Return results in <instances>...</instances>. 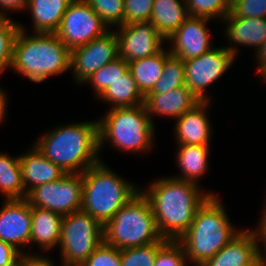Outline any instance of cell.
Masks as SVG:
<instances>
[{"mask_svg": "<svg viewBox=\"0 0 266 266\" xmlns=\"http://www.w3.org/2000/svg\"><path fill=\"white\" fill-rule=\"evenodd\" d=\"M226 1L228 3V7L231 9L233 6H235L241 0H226Z\"/></svg>", "mask_w": 266, "mask_h": 266, "instance_id": "44", "label": "cell"}, {"mask_svg": "<svg viewBox=\"0 0 266 266\" xmlns=\"http://www.w3.org/2000/svg\"><path fill=\"white\" fill-rule=\"evenodd\" d=\"M103 235L106 244L119 250L167 241L158 231L150 201L140 191L104 225Z\"/></svg>", "mask_w": 266, "mask_h": 266, "instance_id": "5", "label": "cell"}, {"mask_svg": "<svg viewBox=\"0 0 266 266\" xmlns=\"http://www.w3.org/2000/svg\"><path fill=\"white\" fill-rule=\"evenodd\" d=\"M116 33L119 57L126 62L146 58L159 53L165 40L151 21L123 24Z\"/></svg>", "mask_w": 266, "mask_h": 266, "instance_id": "13", "label": "cell"}, {"mask_svg": "<svg viewBox=\"0 0 266 266\" xmlns=\"http://www.w3.org/2000/svg\"><path fill=\"white\" fill-rule=\"evenodd\" d=\"M103 228L82 210L63 216L58 244L63 266H80L104 242Z\"/></svg>", "mask_w": 266, "mask_h": 266, "instance_id": "8", "label": "cell"}, {"mask_svg": "<svg viewBox=\"0 0 266 266\" xmlns=\"http://www.w3.org/2000/svg\"><path fill=\"white\" fill-rule=\"evenodd\" d=\"M35 146L65 173L82 174L100 162L96 157L99 153L98 121L58 127L44 134Z\"/></svg>", "mask_w": 266, "mask_h": 266, "instance_id": "2", "label": "cell"}, {"mask_svg": "<svg viewBox=\"0 0 266 266\" xmlns=\"http://www.w3.org/2000/svg\"><path fill=\"white\" fill-rule=\"evenodd\" d=\"M100 97L113 103L115 106L112 108L138 106L144 104L145 98L129 70L114 81Z\"/></svg>", "mask_w": 266, "mask_h": 266, "instance_id": "25", "label": "cell"}, {"mask_svg": "<svg viewBox=\"0 0 266 266\" xmlns=\"http://www.w3.org/2000/svg\"><path fill=\"white\" fill-rule=\"evenodd\" d=\"M108 26L85 0H73L66 9L56 36L70 49L102 37Z\"/></svg>", "mask_w": 266, "mask_h": 266, "instance_id": "10", "label": "cell"}, {"mask_svg": "<svg viewBox=\"0 0 266 266\" xmlns=\"http://www.w3.org/2000/svg\"><path fill=\"white\" fill-rule=\"evenodd\" d=\"M182 1L154 0L150 21L165 41L189 17Z\"/></svg>", "mask_w": 266, "mask_h": 266, "instance_id": "23", "label": "cell"}, {"mask_svg": "<svg viewBox=\"0 0 266 266\" xmlns=\"http://www.w3.org/2000/svg\"><path fill=\"white\" fill-rule=\"evenodd\" d=\"M224 21L228 22L226 34L234 43L254 46L257 50L266 40V18H240L230 12Z\"/></svg>", "mask_w": 266, "mask_h": 266, "instance_id": "20", "label": "cell"}, {"mask_svg": "<svg viewBox=\"0 0 266 266\" xmlns=\"http://www.w3.org/2000/svg\"><path fill=\"white\" fill-rule=\"evenodd\" d=\"M24 32L20 26L14 41L11 68L37 83L70 68L71 50L55 33L27 36Z\"/></svg>", "mask_w": 266, "mask_h": 266, "instance_id": "3", "label": "cell"}, {"mask_svg": "<svg viewBox=\"0 0 266 266\" xmlns=\"http://www.w3.org/2000/svg\"><path fill=\"white\" fill-rule=\"evenodd\" d=\"M28 0H0L2 9L7 10H21L27 8Z\"/></svg>", "mask_w": 266, "mask_h": 266, "instance_id": "41", "label": "cell"}, {"mask_svg": "<svg viewBox=\"0 0 266 266\" xmlns=\"http://www.w3.org/2000/svg\"><path fill=\"white\" fill-rule=\"evenodd\" d=\"M170 52L162 49L159 53L134 60L128 63V70L131 72L141 93L146 96L154 87L162 75V69Z\"/></svg>", "mask_w": 266, "mask_h": 266, "instance_id": "24", "label": "cell"}, {"mask_svg": "<svg viewBox=\"0 0 266 266\" xmlns=\"http://www.w3.org/2000/svg\"><path fill=\"white\" fill-rule=\"evenodd\" d=\"M186 254L178 240H167L158 250L153 266H185Z\"/></svg>", "mask_w": 266, "mask_h": 266, "instance_id": "34", "label": "cell"}, {"mask_svg": "<svg viewBox=\"0 0 266 266\" xmlns=\"http://www.w3.org/2000/svg\"><path fill=\"white\" fill-rule=\"evenodd\" d=\"M0 190L11 199H26L19 157L0 153Z\"/></svg>", "mask_w": 266, "mask_h": 266, "instance_id": "27", "label": "cell"}, {"mask_svg": "<svg viewBox=\"0 0 266 266\" xmlns=\"http://www.w3.org/2000/svg\"><path fill=\"white\" fill-rule=\"evenodd\" d=\"M166 241L121 250V266H153L157 250Z\"/></svg>", "mask_w": 266, "mask_h": 266, "instance_id": "32", "label": "cell"}, {"mask_svg": "<svg viewBox=\"0 0 266 266\" xmlns=\"http://www.w3.org/2000/svg\"><path fill=\"white\" fill-rule=\"evenodd\" d=\"M31 243L51 249L60 241L63 216L50 210L31 207Z\"/></svg>", "mask_w": 266, "mask_h": 266, "instance_id": "21", "label": "cell"}, {"mask_svg": "<svg viewBox=\"0 0 266 266\" xmlns=\"http://www.w3.org/2000/svg\"><path fill=\"white\" fill-rule=\"evenodd\" d=\"M199 102L200 100L186 85L173 88L167 93L147 94L144 98L149 116L157 114L177 119Z\"/></svg>", "mask_w": 266, "mask_h": 266, "instance_id": "17", "label": "cell"}, {"mask_svg": "<svg viewBox=\"0 0 266 266\" xmlns=\"http://www.w3.org/2000/svg\"><path fill=\"white\" fill-rule=\"evenodd\" d=\"M196 183L176 177L153 183L147 192L160 235L166 240H179L191 226L199 207L212 195L202 194Z\"/></svg>", "mask_w": 266, "mask_h": 266, "instance_id": "1", "label": "cell"}, {"mask_svg": "<svg viewBox=\"0 0 266 266\" xmlns=\"http://www.w3.org/2000/svg\"><path fill=\"white\" fill-rule=\"evenodd\" d=\"M264 211H265L264 215H263L262 220H261L260 225H259L260 227H258L259 232H258V230H257V233L254 231V234H255L257 239L261 238V240H263L262 243L264 244L265 251H266V207H265ZM258 236H260V237H258ZM262 255L263 254H261V251L259 249L260 261H261L263 266H266V257H265L266 254L263 256Z\"/></svg>", "mask_w": 266, "mask_h": 266, "instance_id": "40", "label": "cell"}, {"mask_svg": "<svg viewBox=\"0 0 266 266\" xmlns=\"http://www.w3.org/2000/svg\"><path fill=\"white\" fill-rule=\"evenodd\" d=\"M237 49H210L199 57L184 61L185 84L200 101H208L204 89L214 83L232 65Z\"/></svg>", "mask_w": 266, "mask_h": 266, "instance_id": "11", "label": "cell"}, {"mask_svg": "<svg viewBox=\"0 0 266 266\" xmlns=\"http://www.w3.org/2000/svg\"><path fill=\"white\" fill-rule=\"evenodd\" d=\"M6 95L3 93V91L0 89V122L4 118L5 108H6Z\"/></svg>", "mask_w": 266, "mask_h": 266, "instance_id": "43", "label": "cell"}, {"mask_svg": "<svg viewBox=\"0 0 266 266\" xmlns=\"http://www.w3.org/2000/svg\"><path fill=\"white\" fill-rule=\"evenodd\" d=\"M82 174L66 173L59 180L40 184L27 193L31 207L50 210L62 216L81 210Z\"/></svg>", "mask_w": 266, "mask_h": 266, "instance_id": "9", "label": "cell"}, {"mask_svg": "<svg viewBox=\"0 0 266 266\" xmlns=\"http://www.w3.org/2000/svg\"><path fill=\"white\" fill-rule=\"evenodd\" d=\"M208 101H200L177 119L176 137L180 145L209 146L210 122L205 114Z\"/></svg>", "mask_w": 266, "mask_h": 266, "instance_id": "18", "label": "cell"}, {"mask_svg": "<svg viewBox=\"0 0 266 266\" xmlns=\"http://www.w3.org/2000/svg\"><path fill=\"white\" fill-rule=\"evenodd\" d=\"M186 11L190 17L223 20L231 11L226 0H185Z\"/></svg>", "mask_w": 266, "mask_h": 266, "instance_id": "31", "label": "cell"}, {"mask_svg": "<svg viewBox=\"0 0 266 266\" xmlns=\"http://www.w3.org/2000/svg\"><path fill=\"white\" fill-rule=\"evenodd\" d=\"M119 57L118 38L108 31L102 37L71 50L70 68L77 83H83L94 72Z\"/></svg>", "mask_w": 266, "mask_h": 266, "instance_id": "12", "label": "cell"}, {"mask_svg": "<svg viewBox=\"0 0 266 266\" xmlns=\"http://www.w3.org/2000/svg\"><path fill=\"white\" fill-rule=\"evenodd\" d=\"M17 266H53L52 262L48 258L37 257L34 255L20 254L17 262Z\"/></svg>", "mask_w": 266, "mask_h": 266, "instance_id": "39", "label": "cell"}, {"mask_svg": "<svg viewBox=\"0 0 266 266\" xmlns=\"http://www.w3.org/2000/svg\"><path fill=\"white\" fill-rule=\"evenodd\" d=\"M154 0H124V24L150 21Z\"/></svg>", "mask_w": 266, "mask_h": 266, "instance_id": "36", "label": "cell"}, {"mask_svg": "<svg viewBox=\"0 0 266 266\" xmlns=\"http://www.w3.org/2000/svg\"><path fill=\"white\" fill-rule=\"evenodd\" d=\"M209 19L188 17L168 38L172 40L170 54L183 61L196 58L211 49L206 22ZM174 41V42H173Z\"/></svg>", "mask_w": 266, "mask_h": 266, "instance_id": "15", "label": "cell"}, {"mask_svg": "<svg viewBox=\"0 0 266 266\" xmlns=\"http://www.w3.org/2000/svg\"><path fill=\"white\" fill-rule=\"evenodd\" d=\"M0 12V73L11 67L13 59V46L20 25Z\"/></svg>", "mask_w": 266, "mask_h": 266, "instance_id": "30", "label": "cell"}, {"mask_svg": "<svg viewBox=\"0 0 266 266\" xmlns=\"http://www.w3.org/2000/svg\"><path fill=\"white\" fill-rule=\"evenodd\" d=\"M80 266H121V250L102 242Z\"/></svg>", "mask_w": 266, "mask_h": 266, "instance_id": "35", "label": "cell"}, {"mask_svg": "<svg viewBox=\"0 0 266 266\" xmlns=\"http://www.w3.org/2000/svg\"><path fill=\"white\" fill-rule=\"evenodd\" d=\"M184 85H186L184 61L179 57L170 54L164 62L161 77L148 94L167 93L173 88H178Z\"/></svg>", "mask_w": 266, "mask_h": 266, "instance_id": "28", "label": "cell"}, {"mask_svg": "<svg viewBox=\"0 0 266 266\" xmlns=\"http://www.w3.org/2000/svg\"><path fill=\"white\" fill-rule=\"evenodd\" d=\"M128 71V62L121 57L109 62L90 77L85 82H90L97 95H101L114 81L121 78Z\"/></svg>", "mask_w": 266, "mask_h": 266, "instance_id": "29", "label": "cell"}, {"mask_svg": "<svg viewBox=\"0 0 266 266\" xmlns=\"http://www.w3.org/2000/svg\"><path fill=\"white\" fill-rule=\"evenodd\" d=\"M31 206L26 199L6 200L0 210V240L20 253L19 245L31 243Z\"/></svg>", "mask_w": 266, "mask_h": 266, "instance_id": "14", "label": "cell"}, {"mask_svg": "<svg viewBox=\"0 0 266 266\" xmlns=\"http://www.w3.org/2000/svg\"><path fill=\"white\" fill-rule=\"evenodd\" d=\"M257 58L259 61V72L263 74L266 71V40L257 49Z\"/></svg>", "mask_w": 266, "mask_h": 266, "instance_id": "42", "label": "cell"}, {"mask_svg": "<svg viewBox=\"0 0 266 266\" xmlns=\"http://www.w3.org/2000/svg\"><path fill=\"white\" fill-rule=\"evenodd\" d=\"M20 254L13 246L0 240V266H17Z\"/></svg>", "mask_w": 266, "mask_h": 266, "instance_id": "38", "label": "cell"}, {"mask_svg": "<svg viewBox=\"0 0 266 266\" xmlns=\"http://www.w3.org/2000/svg\"><path fill=\"white\" fill-rule=\"evenodd\" d=\"M230 12L240 18H266V0H241Z\"/></svg>", "mask_w": 266, "mask_h": 266, "instance_id": "37", "label": "cell"}, {"mask_svg": "<svg viewBox=\"0 0 266 266\" xmlns=\"http://www.w3.org/2000/svg\"><path fill=\"white\" fill-rule=\"evenodd\" d=\"M234 230L215 195H210L199 207L187 231L179 238L186 258L201 266L214 257L239 232Z\"/></svg>", "mask_w": 266, "mask_h": 266, "instance_id": "4", "label": "cell"}, {"mask_svg": "<svg viewBox=\"0 0 266 266\" xmlns=\"http://www.w3.org/2000/svg\"><path fill=\"white\" fill-rule=\"evenodd\" d=\"M108 26L124 24V0H85Z\"/></svg>", "mask_w": 266, "mask_h": 266, "instance_id": "33", "label": "cell"}, {"mask_svg": "<svg viewBox=\"0 0 266 266\" xmlns=\"http://www.w3.org/2000/svg\"><path fill=\"white\" fill-rule=\"evenodd\" d=\"M73 0H28L35 33H55Z\"/></svg>", "mask_w": 266, "mask_h": 266, "instance_id": "22", "label": "cell"}, {"mask_svg": "<svg viewBox=\"0 0 266 266\" xmlns=\"http://www.w3.org/2000/svg\"><path fill=\"white\" fill-rule=\"evenodd\" d=\"M254 232L239 233L214 257L201 266H263L259 257L258 241Z\"/></svg>", "mask_w": 266, "mask_h": 266, "instance_id": "16", "label": "cell"}, {"mask_svg": "<svg viewBox=\"0 0 266 266\" xmlns=\"http://www.w3.org/2000/svg\"><path fill=\"white\" fill-rule=\"evenodd\" d=\"M19 159L26 193L40 184L57 181L66 174L59 166L48 160L36 146L29 150V153L19 156Z\"/></svg>", "mask_w": 266, "mask_h": 266, "instance_id": "19", "label": "cell"}, {"mask_svg": "<svg viewBox=\"0 0 266 266\" xmlns=\"http://www.w3.org/2000/svg\"><path fill=\"white\" fill-rule=\"evenodd\" d=\"M262 76L266 79V71L262 74Z\"/></svg>", "mask_w": 266, "mask_h": 266, "instance_id": "45", "label": "cell"}, {"mask_svg": "<svg viewBox=\"0 0 266 266\" xmlns=\"http://www.w3.org/2000/svg\"><path fill=\"white\" fill-rule=\"evenodd\" d=\"M81 210L103 226L140 190L121 179L101 161L82 173Z\"/></svg>", "mask_w": 266, "mask_h": 266, "instance_id": "6", "label": "cell"}, {"mask_svg": "<svg viewBox=\"0 0 266 266\" xmlns=\"http://www.w3.org/2000/svg\"><path fill=\"white\" fill-rule=\"evenodd\" d=\"M179 147L177 161L184 175L180 178L177 177V179L197 184V178L204 174L208 168L209 146L180 145Z\"/></svg>", "mask_w": 266, "mask_h": 266, "instance_id": "26", "label": "cell"}, {"mask_svg": "<svg viewBox=\"0 0 266 266\" xmlns=\"http://www.w3.org/2000/svg\"><path fill=\"white\" fill-rule=\"evenodd\" d=\"M154 125L144 104L112 108L98 121L99 150L110 139L115 147L126 151H146L152 144Z\"/></svg>", "mask_w": 266, "mask_h": 266, "instance_id": "7", "label": "cell"}]
</instances>
